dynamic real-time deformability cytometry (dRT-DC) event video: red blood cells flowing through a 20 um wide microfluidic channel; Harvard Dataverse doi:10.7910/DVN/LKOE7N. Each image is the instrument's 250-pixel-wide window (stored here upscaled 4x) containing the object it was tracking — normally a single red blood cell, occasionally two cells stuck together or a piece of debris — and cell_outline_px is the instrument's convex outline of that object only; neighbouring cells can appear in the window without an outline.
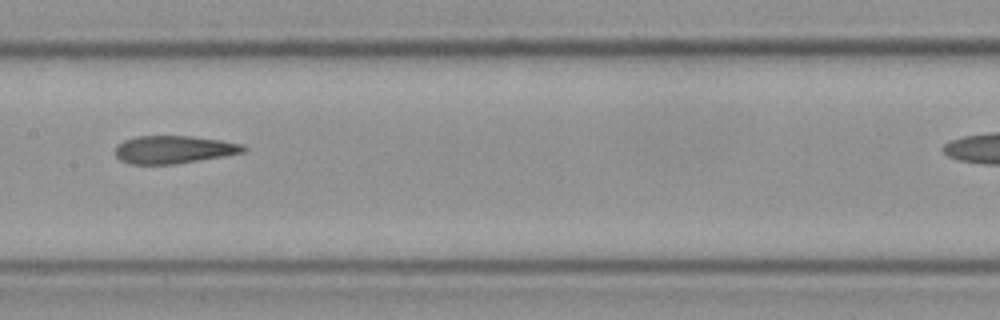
{"species": "Egyptian fruit bat (a non-hibernating species)", "species_latin": "Rousettus aegyptiacus", "temperature_condition": "cold", "stored_images_in_passage": 12, "camera_frame_rate_fps": 3000, "um_per_image_px": 0.085, "frame": {"image": 1, "passage_image": 6, "time_ms": 1.667, "image_size_px": [1000, 320], "cell_outline_px": [[248, 148], [244, 152], [176, 164], [132, 164], [120, 160], [116, 156], [116, 144], [124, 140], [136, 136], [192, 136], [220, 140], [244, 144]], "centroid_in_image_um": [14.76, 12.7], "position_along_channel_um": 192.6, "area_um2": 20.75}}
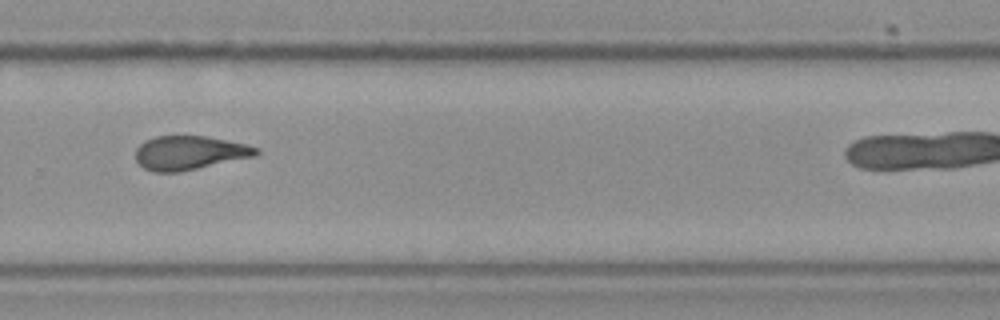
{"frame": {"image": 2, "passage_image": 10, "time_ms": 3.0, "image_size_px": [1000, 320], "cell_outline_px": [[260, 152], [256, 156], [180, 172], [152, 172], [144, 168], [136, 160], [136, 148], [144, 140], [156, 136], [204, 136], [244, 144], [260, 148]], "centroid_in_image_um": [16.09, 12.99], "position_along_channel_um": 313.7, "area_um2": 23.81}}